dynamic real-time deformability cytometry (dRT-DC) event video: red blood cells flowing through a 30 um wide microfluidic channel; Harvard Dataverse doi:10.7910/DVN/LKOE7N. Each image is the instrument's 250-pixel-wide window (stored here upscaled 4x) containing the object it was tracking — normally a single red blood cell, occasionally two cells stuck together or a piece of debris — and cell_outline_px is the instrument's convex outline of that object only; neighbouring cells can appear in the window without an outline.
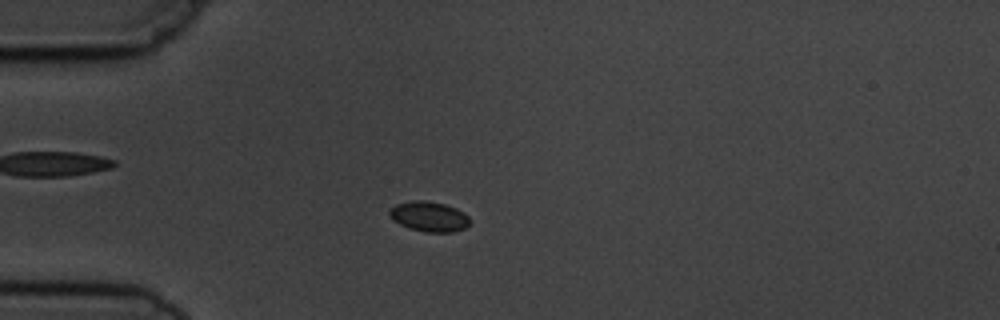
{"species": "common noctule bat (a hibernating species)", "species_latin": "Nyctalus noctula", "temperature_condition": "cold", "stored_images_in_passage": 3, "camera_frame_rate_fps": 3000, "um_per_image_px": 0.085, "animal": {"sex": "male", "body_mass_g": 19.5, "forearm_length_mm": 54.6}, "frame": {"image": 1, "passage_image": 3, "time_ms": 2.333, "image_size_px": [1000, 320], "cell_outline_px": [[472, 220], [464, 228], [452, 232], [424, 232], [408, 228], [392, 220], [388, 216], [388, 212], [396, 204], [412, 200], [424, 200], [444, 204], [456, 208], [464, 212]], "centroid_in_image_um": [36.46, 18.41], "position_along_channel_um": 48.5, "area_um2": 14.22}}